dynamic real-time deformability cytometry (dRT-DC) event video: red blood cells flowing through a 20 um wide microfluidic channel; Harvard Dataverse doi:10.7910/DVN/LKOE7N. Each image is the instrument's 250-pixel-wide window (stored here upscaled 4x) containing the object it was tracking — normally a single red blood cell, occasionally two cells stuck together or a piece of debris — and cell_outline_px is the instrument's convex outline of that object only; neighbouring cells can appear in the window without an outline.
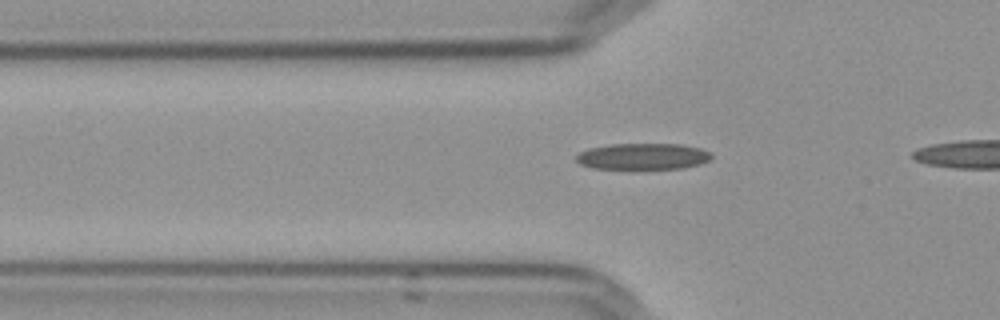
{"species": "Egyptian fruit bat (a non-hibernating species)", "species_latin": "Rousettus aegyptiacus", "temperature_condition": "cold", "stored_images_in_passage": 18, "camera_frame_rate_fps": 3000, "um_per_image_px": 0.085, "frame": {"image": 1, "passage_image": 8, "time_ms": 2.333, "image_size_px": [1000, 320], "cell_outline_px": [[712, 156], [708, 160], [700, 164], [684, 168], [592, 168], [580, 164], [576, 160], [576, 156], [580, 152], [588, 148], [612, 144], [680, 144], [700, 148], [712, 152]], "centroid_in_image_um": [54.66, 13.28], "position_along_channel_um": 71.1, "area_um2": 20.58}}
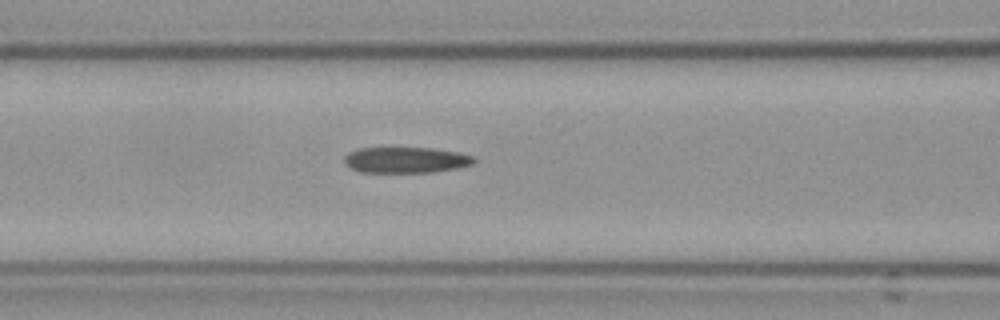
{"frame": {"image": 2, "passage_image": 13, "time_ms": 4.0, "image_size_px": [1000, 320], "cell_outline_px": [[476, 160], [472, 164], [456, 168], [432, 172], [360, 172], [344, 164], [344, 156], [348, 152], [360, 148], [432, 148], [460, 152], [472, 156]], "centroid_in_image_um": [34.48, 13.59], "position_along_channel_um": 132.1, "area_um2": 19.54}}